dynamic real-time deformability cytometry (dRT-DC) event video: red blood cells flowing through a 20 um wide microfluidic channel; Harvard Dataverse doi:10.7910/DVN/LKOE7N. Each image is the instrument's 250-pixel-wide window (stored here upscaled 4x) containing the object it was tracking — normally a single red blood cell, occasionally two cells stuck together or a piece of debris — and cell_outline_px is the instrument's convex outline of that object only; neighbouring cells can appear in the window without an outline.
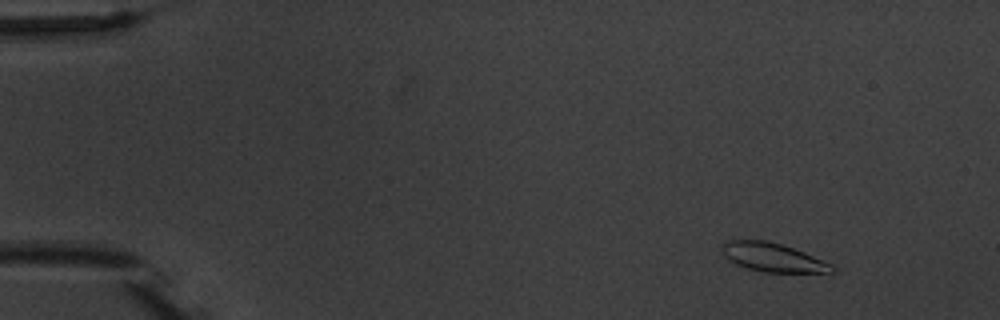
{"species": "common noctule bat (a hibernating species)", "species_latin": "Nyctalus noctula", "temperature_condition": "warm", "stored_images_in_passage": 6, "camera_frame_rate_fps": 3000, "um_per_image_px": 0.085, "animal": {"sex": "male", "body_mass_g": 20.1, "forearm_length_mm": 53.5}, "frame": {"image": 1, "passage_image": 2, "time_ms": 1.0, "image_size_px": [1000, 320], "cell_outline_px": [[836, 268], [832, 272], [764, 272], [748, 268], [736, 264], [728, 260], [724, 256], [724, 244], [728, 240], [764, 240], [780, 244], [804, 252], [832, 264]], "centroid_in_image_um": [65.7, 21.88], "position_along_channel_um": 19.3, "area_um2": 18.03}}